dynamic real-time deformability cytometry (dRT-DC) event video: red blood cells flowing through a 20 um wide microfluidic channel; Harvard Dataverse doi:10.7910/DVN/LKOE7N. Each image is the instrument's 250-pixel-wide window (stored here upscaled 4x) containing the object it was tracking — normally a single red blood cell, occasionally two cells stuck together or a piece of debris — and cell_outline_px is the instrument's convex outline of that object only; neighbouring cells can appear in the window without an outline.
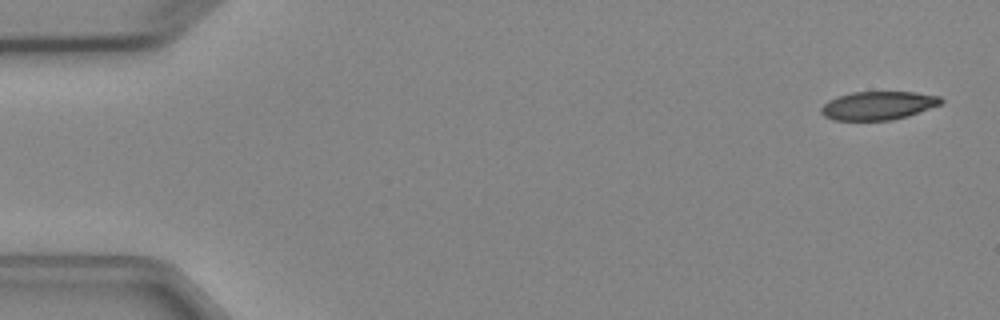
{"species": "Egyptian fruit bat (a non-hibernating species)", "species_latin": "Rousettus aegyptiacus", "temperature_condition": "cold", "stored_images_in_passage": 5, "camera_frame_rate_fps": 3000, "um_per_image_px": 0.085, "animal": {"sex": "female"}, "frame": {"image": 1, "passage_image": 1, "time_ms": 0.0, "image_size_px": [1000, 320], "cell_outline_px": [[944, 100], [940, 104], [908, 116], [892, 120], [832, 120], [824, 116], [820, 112], [820, 108], [828, 100], [852, 92], [916, 92], [940, 96]], "centroid_in_image_um": [74.63, 8.97], "position_along_channel_um": 10.4, "area_um2": 19.83}}
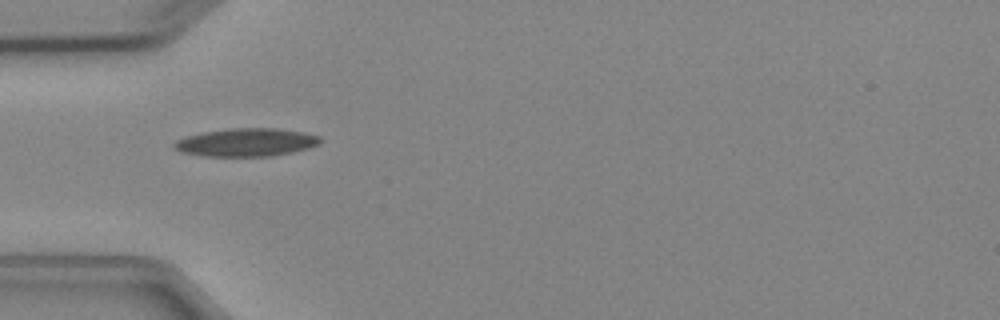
{"frame": {"image": 2, "passage_image": 5, "time_ms": 4.667, "image_size_px": [1000, 320], "cell_outline_px": [[320, 144], [308, 148], [292, 152], [272, 156], [204, 156], [180, 152], [172, 144], [176, 140], [188, 136], [204, 132], [232, 128], [276, 128], [304, 132], [320, 136]], "centroid_in_image_um": [20.95, 12.1], "position_along_channel_um": 64.0, "area_um2": 23.81}}